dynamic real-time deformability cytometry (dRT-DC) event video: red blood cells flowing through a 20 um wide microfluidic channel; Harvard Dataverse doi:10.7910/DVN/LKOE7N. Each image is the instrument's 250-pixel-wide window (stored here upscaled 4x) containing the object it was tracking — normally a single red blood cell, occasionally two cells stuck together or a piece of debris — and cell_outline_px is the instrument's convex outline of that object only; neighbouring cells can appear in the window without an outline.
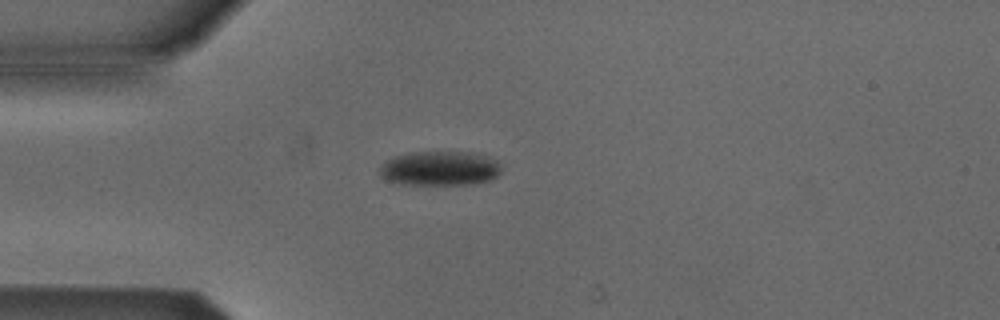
{"species": "Egyptian fruit bat (a non-hibernating species)", "species_latin": "Rousettus aegyptiacus", "temperature_condition": "cold", "stored_images_in_passage": 2, "camera_frame_rate_fps": 3000, "um_per_image_px": 0.085, "animal": {"sex": "male"}, "frame": {"image": 1, "passage_image": 1, "time_ms": 0.0, "image_size_px": [1000, 320], "cell_outline_px": [[500, 172], [492, 180], [472, 184], [400, 184], [384, 180], [380, 176], [380, 168], [384, 160], [392, 156], [412, 152], [472, 152], [488, 156], [496, 160], [500, 164]], "centroid_in_image_um": [37.36, 14.31], "position_along_channel_um": 47.6, "area_um2": 24.74}}